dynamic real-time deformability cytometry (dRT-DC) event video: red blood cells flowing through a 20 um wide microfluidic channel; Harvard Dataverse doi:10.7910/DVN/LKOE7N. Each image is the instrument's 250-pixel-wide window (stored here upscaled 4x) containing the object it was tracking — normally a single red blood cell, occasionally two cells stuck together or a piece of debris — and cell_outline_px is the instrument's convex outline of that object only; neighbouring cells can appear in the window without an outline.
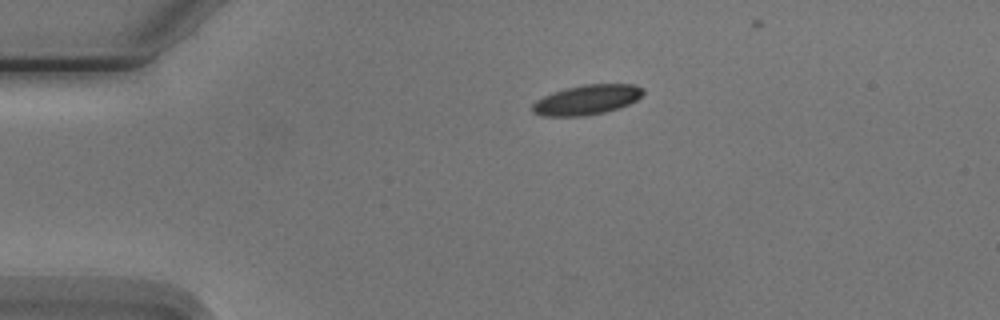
{"species": "Egyptian fruit bat (a non-hibernating species)", "species_latin": "Rousettus aegyptiacus", "temperature_condition": "cold", "stored_images_in_passage": 3, "camera_frame_rate_fps": 3000, "um_per_image_px": 0.085, "animal": {"sex": "male"}, "frame": {"image": 1, "passage_image": 1, "time_ms": 0.0, "image_size_px": [1000, 320], "cell_outline_px": [[644, 92], [636, 100], [620, 108], [604, 112], [584, 116], [544, 116], [532, 112], [532, 104], [536, 100], [544, 96], [568, 88], [584, 84], [636, 84], [644, 88]], "centroid_in_image_um": [49.91, 8.48], "position_along_channel_um": 35.1, "area_um2": 19.13}}
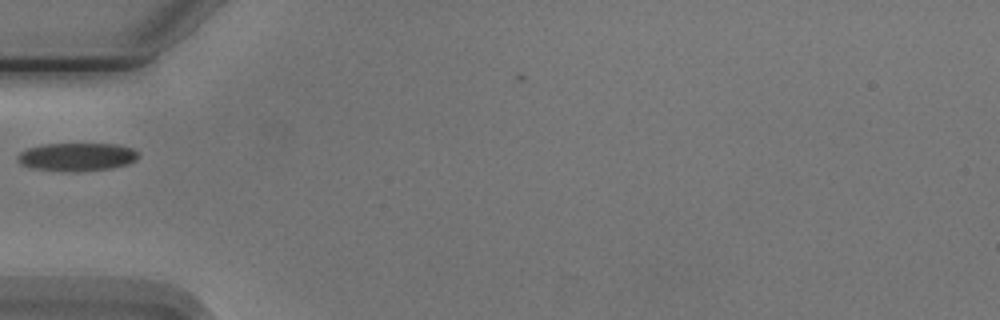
{"frame": {"image": 2, "passage_image": 3, "time_ms": 2.333, "image_size_px": [1000, 320], "cell_outline_px": [[140, 156], [136, 160], [128, 164], [112, 168], [76, 172], [64, 172], [32, 168], [20, 164], [16, 156], [20, 152], [28, 148], [44, 144], [116, 144], [132, 148], [140, 152]], "centroid_in_image_um": [6.56, 13.34], "position_along_channel_um": 78.4, "area_um2": 20.11}}